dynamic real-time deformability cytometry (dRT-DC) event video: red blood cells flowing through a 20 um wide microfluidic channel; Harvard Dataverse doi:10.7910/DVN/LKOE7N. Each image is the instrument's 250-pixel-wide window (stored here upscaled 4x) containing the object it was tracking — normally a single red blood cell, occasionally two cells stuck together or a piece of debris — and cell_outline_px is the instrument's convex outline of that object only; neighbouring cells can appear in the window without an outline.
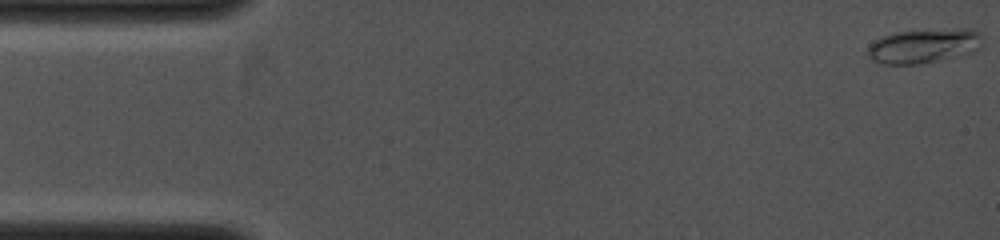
{"species": "common noctule bat (a hibernating species)", "species_latin": "Nyctalus noctula", "temperature_condition": "cold", "stored_images_in_passage": 40, "camera_frame_rate_fps": 4000, "um_per_image_px": 0.085, "animal": {"sex": "female", "body_mass_g": 19.0, "forearm_length_mm": 53.3}, "frame": {"image": 1, "passage_image": 1, "time_ms": 0.0, "image_size_px": [1000, 240], "cell_outline_px": [[984, 36], [980, 48], [972, 52], [936, 60], [916, 64], [880, 64], [872, 60], [868, 56], [868, 48], [880, 36], [896, 32], [960, 28], [972, 28], [980, 32]], "centroid_in_image_um": [78.55, 3.88], "position_along_channel_um": 6.4, "area_um2": 22.95}}
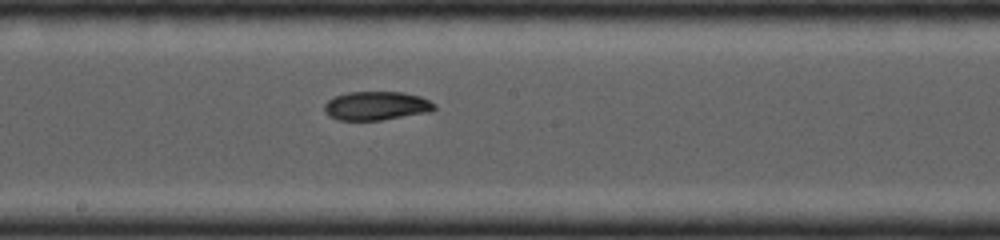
{"frame": {"image": 2, "passage_image": 24, "time_ms": 6.25, "image_size_px": [1000, 240], "cell_outline_px": [[436, 108], [432, 112], [380, 120], [336, 120], [328, 116], [324, 112], [324, 104], [328, 100], [336, 96], [348, 92], [404, 92], [420, 96], [436, 104]], "centroid_in_image_um": [31.99, 9.0], "position_along_channel_um": 216.2, "area_um2": 18.61}}
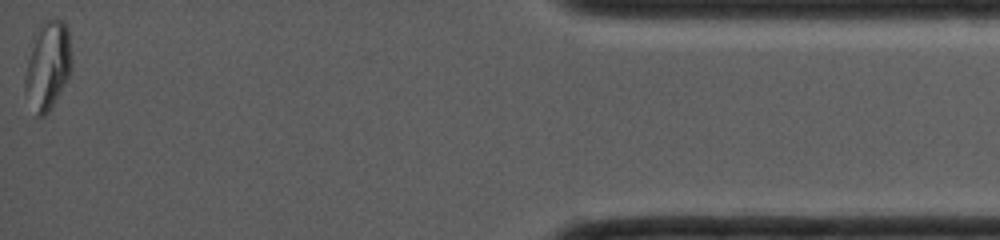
{"frame": {"image": 3, "passage_image": 40, "time_ms": 11.5, "image_size_px": [1000, 240], "cell_outline_px": [[72, 60], [68, 76], [64, 84], [48, 112], [44, 116], [36, 116], [24, 88], [24, 80], [28, 60], [40, 24], [44, 20], [64, 20], [68, 32]], "centroid_in_image_um": [4.07, 5.57], "position_along_channel_um": 431.1, "area_um2": 23.18}}